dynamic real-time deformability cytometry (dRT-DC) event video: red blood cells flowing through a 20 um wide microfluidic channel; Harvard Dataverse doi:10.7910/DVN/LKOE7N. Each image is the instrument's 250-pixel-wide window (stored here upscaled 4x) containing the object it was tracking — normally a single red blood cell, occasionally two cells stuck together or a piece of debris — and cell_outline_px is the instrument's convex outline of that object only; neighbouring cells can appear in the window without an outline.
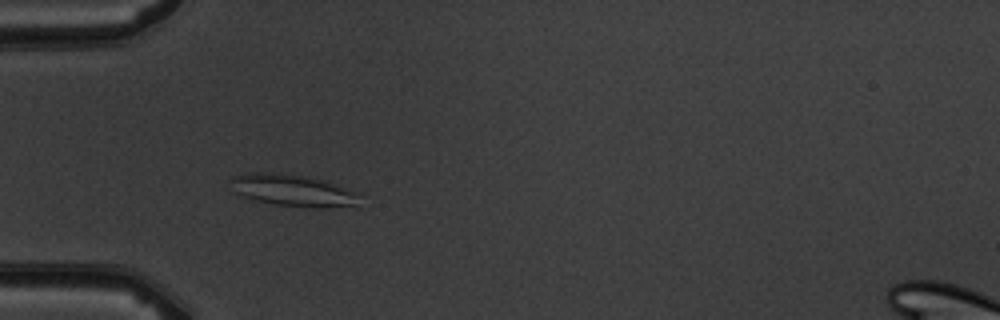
{"species": "common noctule bat (a hibernating species)", "species_latin": "Nyctalus noctula", "temperature_condition": "warm", "stored_images_in_passage": 6, "camera_frame_rate_fps": 3000, "um_per_image_px": 0.085, "animal": {"sex": "male", "body_mass_g": 19.5, "forearm_length_mm": 54.6}, "frame": {"image": 1, "passage_image": 5, "time_ms": 4.667, "image_size_px": [1000, 320], "cell_outline_px": [[356, 208], [308, 208], [276, 204], [256, 200], [232, 192], [228, 180], [232, 176], [252, 172], [280, 172], [304, 176], [324, 180], [356, 192]], "centroid_in_image_um": [24.86, 16.19], "position_along_channel_um": 60.1, "area_um2": 24.33}}
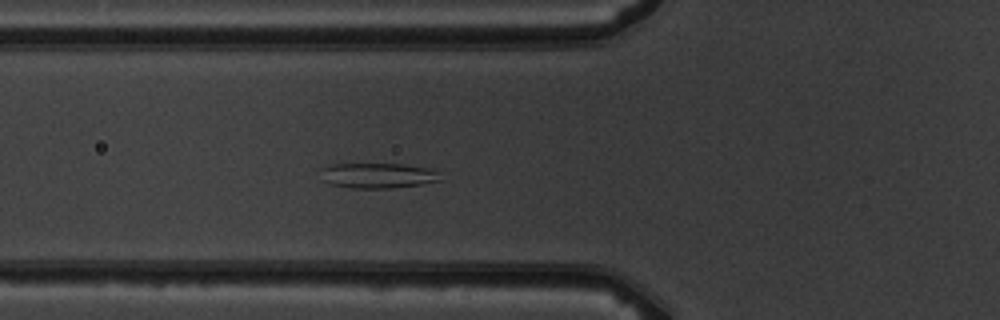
{"frame": {"image": 2, "passage_image": 6, "time_ms": 5.667, "image_size_px": [1000, 320], "cell_outline_px": [[440, 180], [420, 184], [392, 188], [348, 188], [328, 184], [320, 180], [320, 168], [332, 164], [400, 164], [428, 168], [436, 172]], "centroid_in_image_um": [31.97, 14.93], "position_along_channel_um": 93.8, "area_um2": 17.63}}